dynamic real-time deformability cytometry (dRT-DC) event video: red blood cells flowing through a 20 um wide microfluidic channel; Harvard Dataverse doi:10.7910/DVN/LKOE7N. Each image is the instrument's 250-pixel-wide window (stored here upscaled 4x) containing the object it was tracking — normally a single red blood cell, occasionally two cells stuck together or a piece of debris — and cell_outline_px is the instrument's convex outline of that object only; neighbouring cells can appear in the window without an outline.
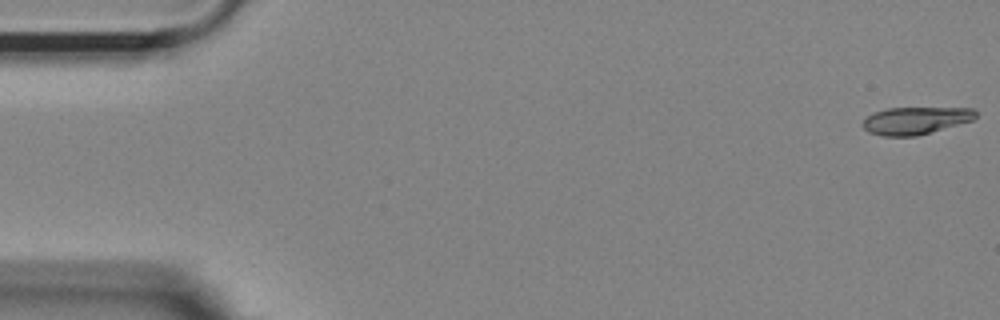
{"species": "Egyptian fruit bat (a non-hibernating species)", "species_latin": "Rousettus aegyptiacus", "temperature_condition": "room temperature", "stored_images_in_passage": 55, "segment_of_instrument_passage": [1, 2], "camera_frame_rate_fps": 3000, "um_per_image_px": 0.085, "animal": {"sex": "female"}, "frame": {"image": 1, "passage_image": 1, "time_ms": 0.0, "image_size_px": [1000, 320], "cell_outline_px": [[976, 116], [972, 120], [916, 136], [880, 136], [868, 132], [860, 124], [872, 112], [888, 108], [972, 108], [976, 112]], "centroid_in_image_um": [77.75, 10.24], "position_along_channel_um": 7.2, "area_um2": 17.92}}
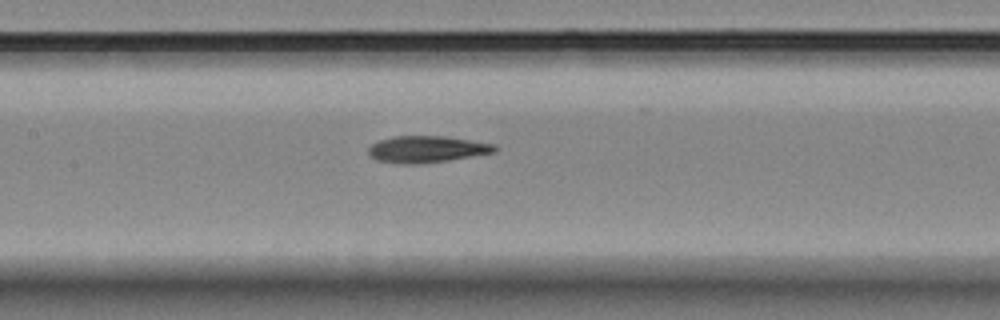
{"frame": {"image": 2, "passage_image": 25, "time_ms": 8.0, "image_size_px": [1000, 320], "cell_outline_px": [[500, 148], [496, 152], [448, 160], [412, 164], [404, 164], [376, 160], [368, 152], [368, 148], [372, 144], [380, 140], [392, 136], [444, 136], [496, 144]], "centroid_in_image_um": [36.31, 12.67], "position_along_channel_um": 171.1, "area_um2": 19.54}}
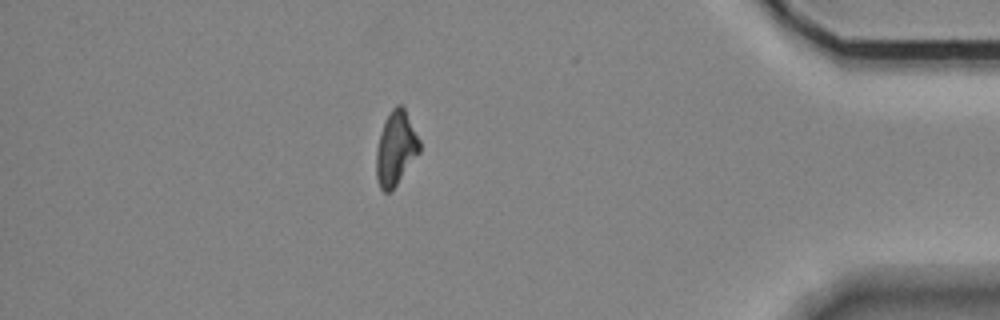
{"frame": {"image": 3, "passage_image": 47, "time_ms": 15.333, "image_size_px": [1000, 320], "cell_outline_px": [[420, 152], [392, 192], [384, 192], [380, 188], [376, 180], [376, 148], [380, 132], [384, 120], [392, 108], [396, 104], [400, 104], [404, 108], [420, 140]], "centroid_in_image_um": [33.63, 12.64], "position_along_channel_um": 401.6, "area_um2": 18.96}}